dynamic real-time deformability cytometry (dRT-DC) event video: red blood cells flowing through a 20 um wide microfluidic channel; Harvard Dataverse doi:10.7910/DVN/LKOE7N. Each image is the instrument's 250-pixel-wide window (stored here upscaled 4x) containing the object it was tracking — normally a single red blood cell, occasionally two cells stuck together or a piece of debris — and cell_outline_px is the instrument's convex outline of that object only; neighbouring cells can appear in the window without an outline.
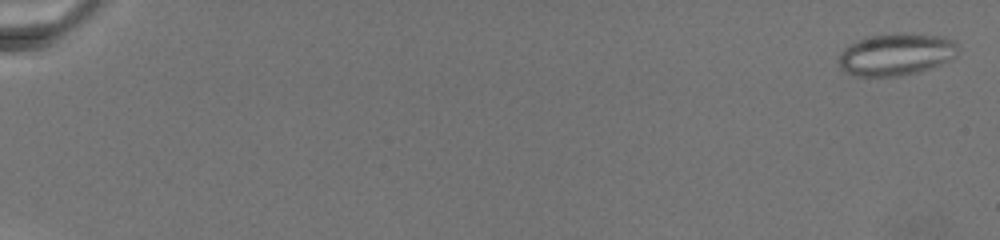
{"species": "common noctule bat (a hibernating species)", "species_latin": "Nyctalus noctula", "temperature_condition": "warm", "stored_images_in_passage": 48, "camera_frame_rate_fps": 3000, "um_per_image_px": 0.085, "animal": {"sex": "female", "body_mass_g": 19.5, "forearm_length_mm": 54.1}, "frame": {"image": 1, "passage_image": 1, "time_ms": 0.0, "image_size_px": [1000, 240], "cell_outline_px": [[956, 56], [952, 60], [916, 72], [896, 76], [856, 76], [844, 72], [840, 68], [836, 60], [840, 52], [844, 48], [860, 40], [872, 36], [900, 32], [944, 36], [956, 40]], "centroid_in_image_um": [76.16, 4.62], "position_along_channel_um": 8.8, "area_um2": 29.36}}
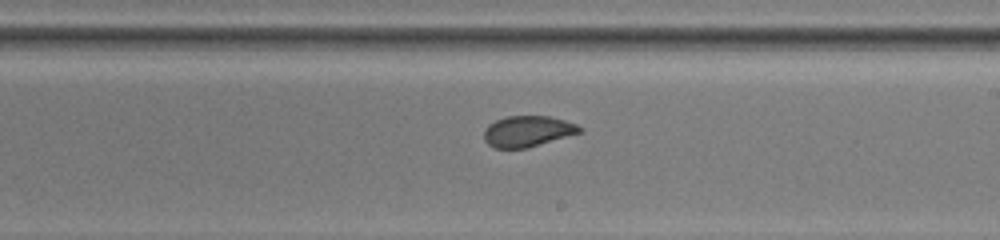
{"frame": {"image": 2, "passage_image": 31, "time_ms": 15.667, "image_size_px": [1000, 240], "cell_outline_px": [[584, 128], [580, 132], [528, 148], [492, 148], [484, 140], [484, 132], [488, 124], [496, 120], [508, 116], [548, 116], [564, 120], [576, 124]], "centroid_in_image_um": [44.82, 11.16], "position_along_channel_um": 244.2, "area_um2": 17.17}}
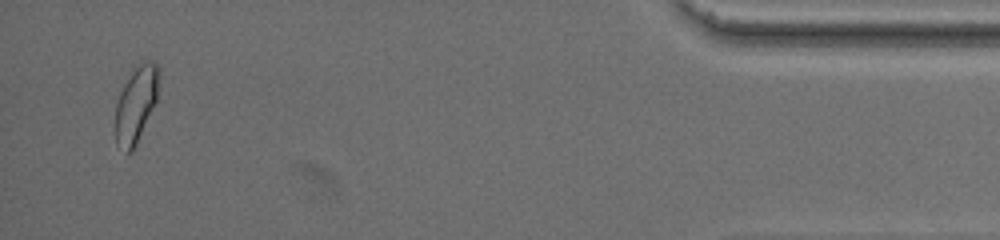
{"frame": {"image": 3, "passage_image": 48, "time_ms": 24.333, "image_size_px": [1000, 240], "cell_outline_px": [[160, 76], [156, 100], [136, 144], [132, 152], [128, 152], [116, 144], [112, 128], [116, 104], [120, 92], [124, 84], [132, 72], [140, 64], [148, 60], [152, 60], [160, 68]], "centroid_in_image_um": [11.52, 8.88], "position_along_channel_um": 423.7, "area_um2": 19.42}}